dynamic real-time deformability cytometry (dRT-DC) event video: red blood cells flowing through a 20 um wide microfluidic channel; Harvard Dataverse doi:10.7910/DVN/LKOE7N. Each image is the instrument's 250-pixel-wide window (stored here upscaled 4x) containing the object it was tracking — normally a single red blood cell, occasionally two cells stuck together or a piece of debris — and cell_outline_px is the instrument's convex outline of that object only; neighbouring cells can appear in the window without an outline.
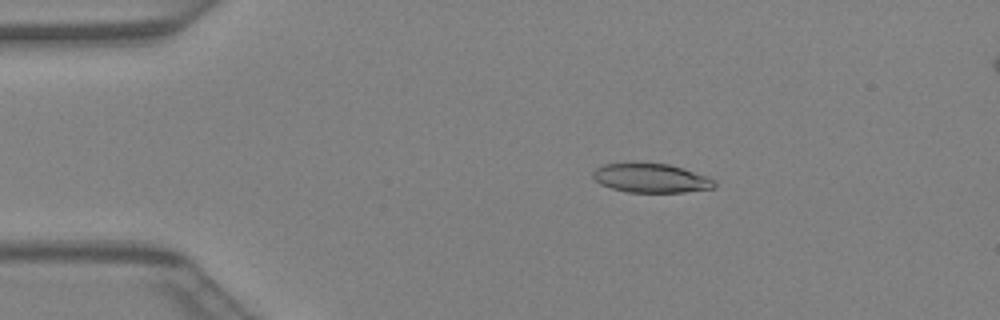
{"species": "Egyptian fruit bat (a non-hibernating species)", "species_latin": "Rousettus aegyptiacus", "temperature_condition": "warm", "stored_images_in_passage": 41, "camera_frame_rate_fps": 3000, "um_per_image_px": 0.085, "animal": {"sex": "female"}, "frame": {"image": 1, "passage_image": 7, "time_ms": 2.0, "image_size_px": [1000, 320], "cell_outline_px": [[716, 188], [684, 192], [628, 192], [612, 188], [600, 184], [592, 176], [592, 172], [596, 168], [604, 164], [668, 164], [708, 176], [716, 180]], "centroid_in_image_um": [55.38, 15.16], "position_along_channel_um": 29.6, "area_um2": 20.35}}
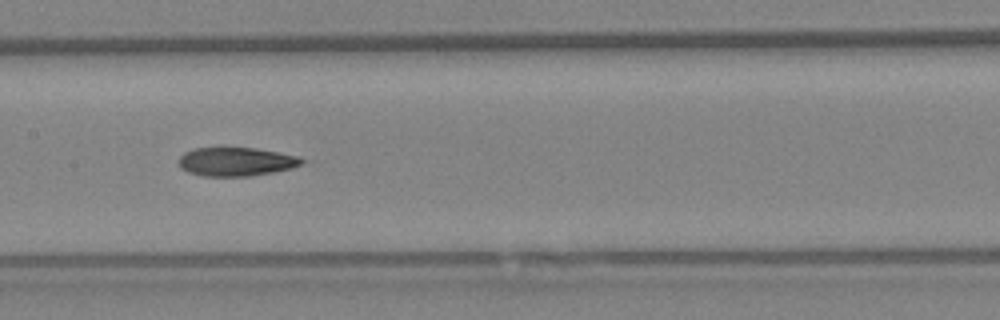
{"frame": {"image": 2, "passage_image": 20, "time_ms": 6.333, "image_size_px": [1000, 320], "cell_outline_px": [[312, 164], [272, 172], [248, 176], [204, 176], [188, 172], [180, 168], [180, 156], [184, 152], [192, 148], [224, 144], [256, 148], [280, 152], [300, 156], [312, 160]], "centroid_in_image_um": [20.18, 13.68], "position_along_channel_um": 187.2, "area_um2": 22.02}}
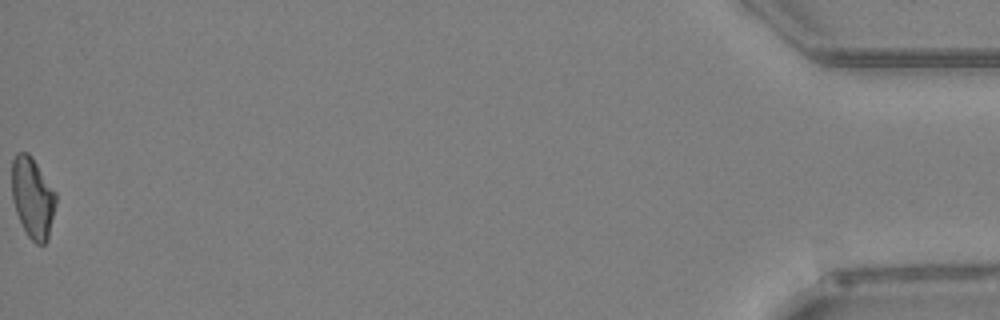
{"frame": {"image": 3, "passage_image": 41, "time_ms": 13.333, "image_size_px": [1000, 320], "cell_outline_px": [[56, 204], [48, 240], [44, 244], [36, 244], [28, 236], [16, 212], [12, 200], [12, 160], [16, 152], [28, 152], [32, 156], [56, 192]], "centroid_in_image_um": [2.78, 16.78], "position_along_channel_um": 432.4, "area_um2": 20.87}}